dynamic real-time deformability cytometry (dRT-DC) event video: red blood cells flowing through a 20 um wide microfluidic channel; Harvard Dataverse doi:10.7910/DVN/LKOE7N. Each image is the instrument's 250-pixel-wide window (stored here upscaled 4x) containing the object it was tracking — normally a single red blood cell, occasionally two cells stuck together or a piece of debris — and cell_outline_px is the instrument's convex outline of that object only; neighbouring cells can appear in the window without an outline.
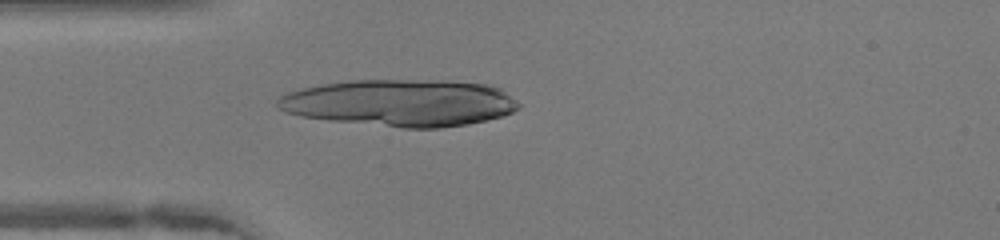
{"species": "human", "species_latin": "Homo sapiens", "temperature_condition": "warm", "stored_images_in_passage": 36, "segment_of_instrument_passage": [1, 2], "camera_frame_rate_fps": 3000, "um_per_image_px": 0.085, "donor": {"sex": "female"}, "frame": {"image": 1, "passage_image": 2, "time_ms": 0.333, "image_size_px": [1000, 240], "cell_outline_px": [[512, 108], [508, 112], [496, 116], [480, 120], [460, 124], [392, 124], [316, 116], [316, 88], [336, 84], [472, 84], [488, 88], [496, 92]], "centroid_in_image_um": [34.83, 8.78], "position_along_channel_um": 50.2, "area_um2": 49.48}}
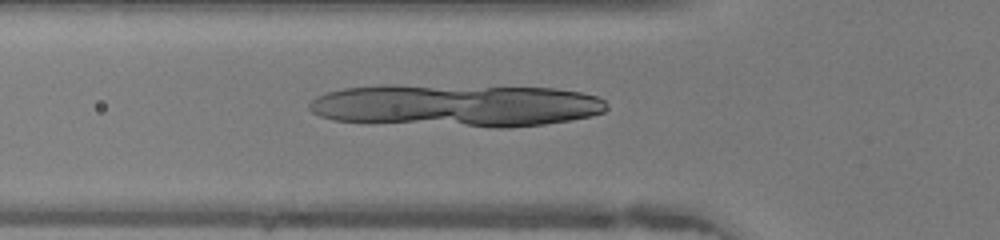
{"frame": {"image": 2, "passage_image": 5, "time_ms": 1.333, "image_size_px": [1000, 240], "cell_outline_px": [[604, 108], [600, 112], [584, 116], [536, 124], [472, 124], [344, 120], [360, 88], [540, 88], [572, 92], [592, 96], [600, 100]], "centroid_in_image_um": [40.01, 8.97], "position_along_channel_um": 85.8, "area_um2": 58.61}}
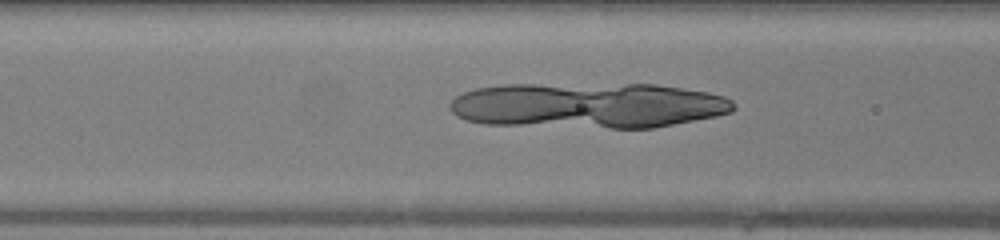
{"frame": {"image": 3, "passage_image": 7, "time_ms": 2.0, "image_size_px": [1000, 240], "cell_outline_px": [[732, 108], [724, 112], [708, 116], [644, 128], [620, 128], [476, 120], [464, 116], [488, 88], [672, 88], [696, 92], [716, 96], [728, 100], [732, 104]], "centroid_in_image_um": [50.65, 9.05], "position_along_channel_um": 116.0, "area_um2": 62.08}}